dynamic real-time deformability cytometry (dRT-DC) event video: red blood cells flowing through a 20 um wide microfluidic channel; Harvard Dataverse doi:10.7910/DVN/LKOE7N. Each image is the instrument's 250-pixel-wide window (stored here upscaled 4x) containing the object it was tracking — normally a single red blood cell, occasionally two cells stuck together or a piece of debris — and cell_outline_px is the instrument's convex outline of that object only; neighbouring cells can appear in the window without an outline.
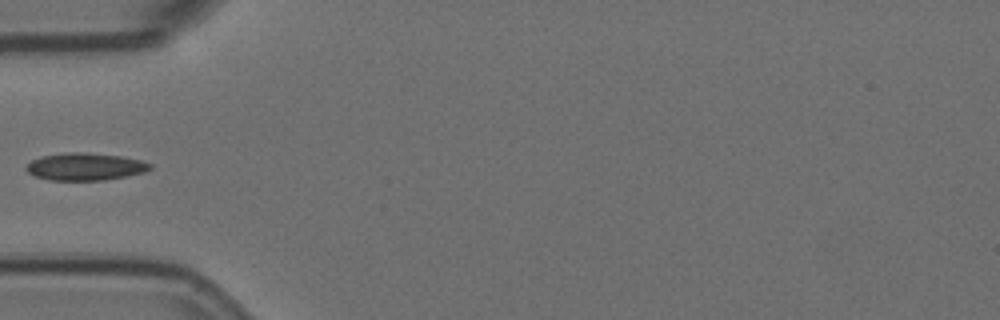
{"species": "Egyptian fruit bat (a non-hibernating species)", "species_latin": "Rousettus aegyptiacus", "temperature_condition": "room temperature", "stored_images_in_passage": 5, "camera_frame_rate_fps": 3000, "um_per_image_px": 0.085, "animal": {"sex": "female"}, "frame": {"image": 1, "passage_image": 5, "time_ms": 1.333, "image_size_px": [1000, 320], "cell_outline_px": [[152, 168], [144, 172], [104, 180], [48, 180], [36, 176], [28, 172], [24, 168], [32, 160], [40, 156], [64, 152], [88, 152], [120, 156], [140, 160], [152, 164]], "centroid_in_image_um": [7.21, 14.15], "position_along_channel_um": 77.8, "area_um2": 19.77}}